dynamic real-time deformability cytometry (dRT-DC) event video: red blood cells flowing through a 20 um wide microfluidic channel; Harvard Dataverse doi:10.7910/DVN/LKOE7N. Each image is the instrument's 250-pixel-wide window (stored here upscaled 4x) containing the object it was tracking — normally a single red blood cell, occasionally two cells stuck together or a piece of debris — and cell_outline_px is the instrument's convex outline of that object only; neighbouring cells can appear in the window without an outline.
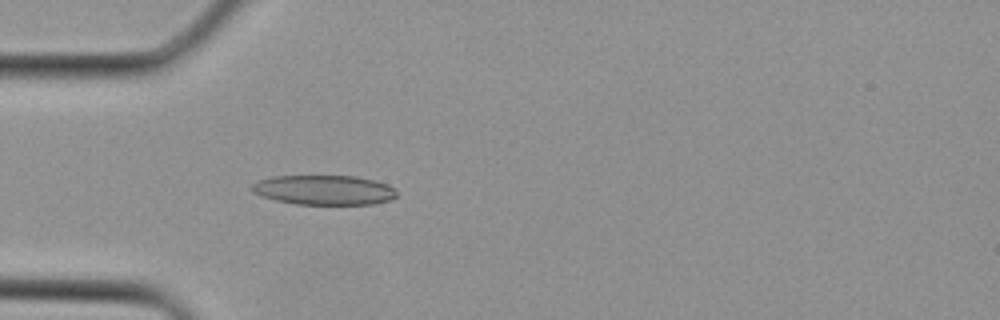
{"species": "Egyptian fruit bat (a non-hibernating species)", "species_latin": "Rousettus aegyptiacus", "temperature_condition": "cold", "stored_images_in_passage": 3, "camera_frame_rate_fps": 3000, "um_per_image_px": 0.085, "animal": {"sex": "female"}, "frame": {"image": 1, "passage_image": 3, "time_ms": 0.667, "image_size_px": [1000, 320], "cell_outline_px": [[396, 196], [388, 200], [372, 204], [296, 204], [276, 200], [260, 196], [252, 192], [248, 188], [252, 184], [260, 180], [272, 176], [356, 176], [388, 184], [396, 192]], "centroid_in_image_um": [27.48, 16.15], "position_along_channel_um": 57.5, "area_um2": 24.97}}